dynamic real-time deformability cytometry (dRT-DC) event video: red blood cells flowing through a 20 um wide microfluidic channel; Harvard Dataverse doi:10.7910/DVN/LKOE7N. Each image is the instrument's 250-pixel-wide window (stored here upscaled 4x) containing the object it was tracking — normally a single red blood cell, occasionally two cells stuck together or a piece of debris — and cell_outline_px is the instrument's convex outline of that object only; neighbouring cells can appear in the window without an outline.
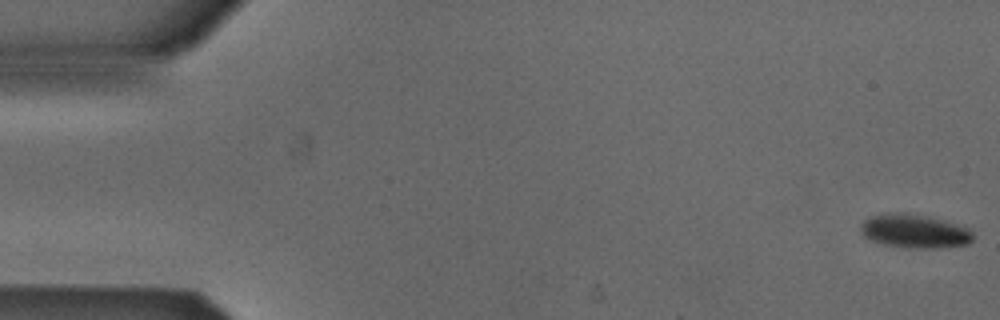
{"species": "Egyptian fruit bat (a non-hibernating species)", "species_latin": "Rousettus aegyptiacus", "temperature_condition": "cold", "stored_images_in_passage": 53, "camera_frame_rate_fps": 3000, "um_per_image_px": 0.085, "animal": {"sex": "male"}, "frame": {"image": 1, "passage_image": 1, "time_ms": 0.0, "image_size_px": [1000, 320], "cell_outline_px": [[972, 240], [968, 244], [936, 248], [908, 248], [884, 244], [872, 240], [864, 236], [860, 232], [860, 224], [864, 220], [872, 216], [884, 212], [900, 212], [944, 220], [968, 228], [972, 232]], "centroid_in_image_um": [77.7, 19.65], "position_along_channel_um": 7.3, "area_um2": 21.96}}
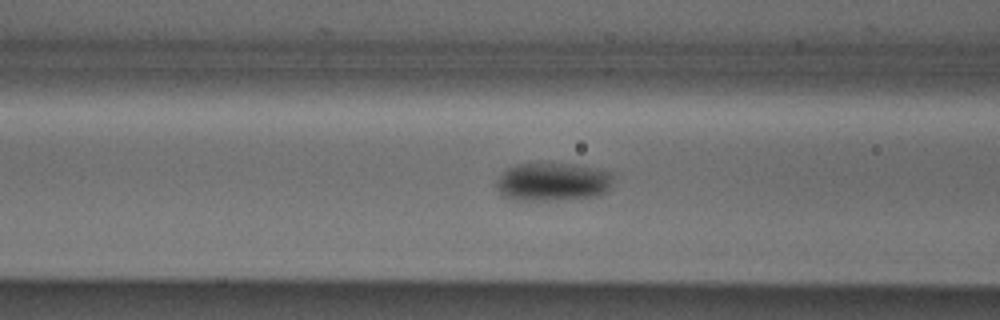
{"frame": {"image": 2, "passage_image": 21, "time_ms": 6.667, "image_size_px": [1000, 320], "cell_outline_px": [[612, 184], [608, 192], [596, 196], [556, 200], [516, 200], [504, 196], [496, 188], [496, 180], [508, 168], [520, 164], [572, 164], [592, 168], [608, 172], [612, 176]], "centroid_in_image_um": [46.98, 15.48], "position_along_channel_um": 119.6, "area_um2": 25.78}}
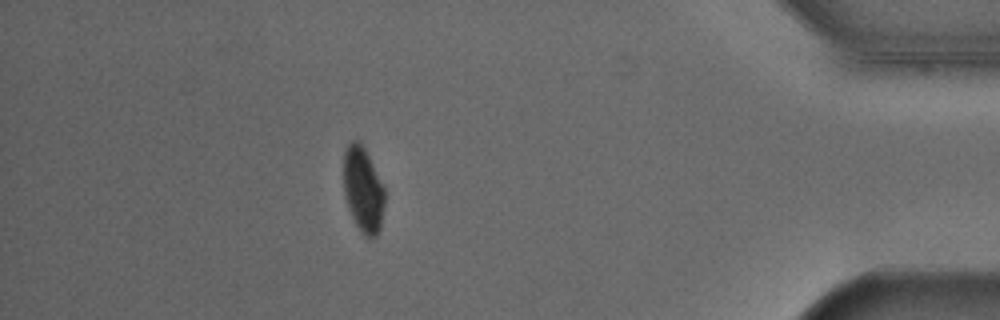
{"frame": {"image": 3, "passage_image": 47, "time_ms": 15.333, "image_size_px": [1000, 320], "cell_outline_px": [[384, 204], [380, 228], [376, 236], [364, 236], [360, 232], [348, 208], [344, 196], [344, 152], [348, 144], [352, 140], [360, 140], [384, 188]], "centroid_in_image_um": [30.84, 16.12], "position_along_channel_um": 404.4, "area_um2": 20.17}}